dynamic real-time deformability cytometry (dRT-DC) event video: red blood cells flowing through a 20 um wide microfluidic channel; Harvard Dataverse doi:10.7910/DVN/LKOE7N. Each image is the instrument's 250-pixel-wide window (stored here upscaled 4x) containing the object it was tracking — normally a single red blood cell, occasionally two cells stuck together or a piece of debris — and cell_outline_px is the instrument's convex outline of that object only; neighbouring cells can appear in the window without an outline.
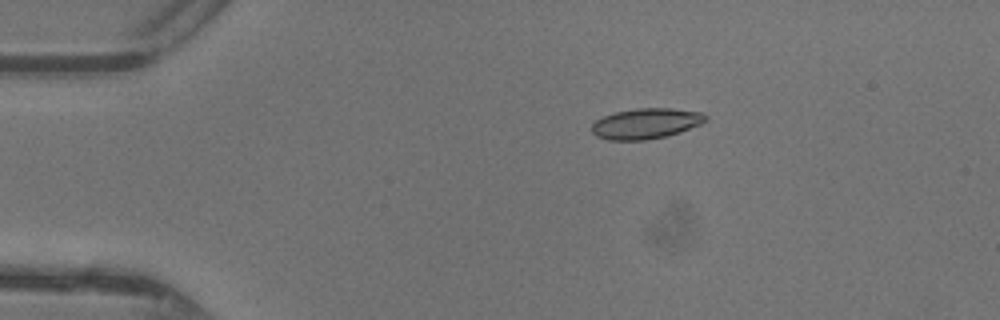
{"species": "common noctule bat (a hibernating species)", "species_latin": "Nyctalus noctula", "temperature_condition": "warm", "stored_images_in_passage": 40, "camera_frame_rate_fps": 3000, "um_per_image_px": 0.085, "animal": {"sex": "female"}, "frame": {"image": 1, "passage_image": 2, "time_ms": 0.333, "image_size_px": [1000, 320], "cell_outline_px": [[708, 120], [700, 124], [680, 132], [668, 136], [644, 140], [608, 140], [596, 136], [592, 132], [592, 124], [596, 120], [604, 116], [616, 112], [636, 108], [672, 108], [704, 112], [708, 116]], "centroid_in_image_um": [54.94, 10.49], "position_along_channel_um": 30.1, "area_um2": 20.4}}
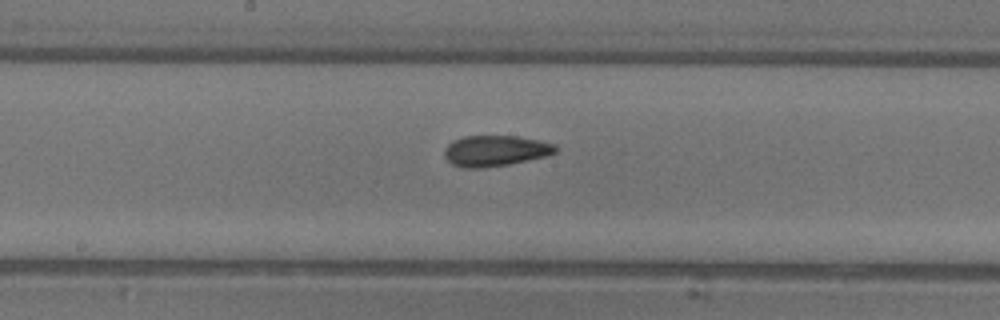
{"frame": {"image": 2, "passage_image": 18, "time_ms": 5.667, "image_size_px": [1000, 320], "cell_outline_px": [[560, 148], [556, 152], [548, 156], [508, 164], [484, 168], [464, 168], [452, 164], [444, 156], [444, 148], [452, 140], [464, 136], [516, 136], [540, 140], [556, 144]], "centroid_in_image_um": [42.13, 12.81], "position_along_channel_um": 206.1, "area_um2": 20.23}}
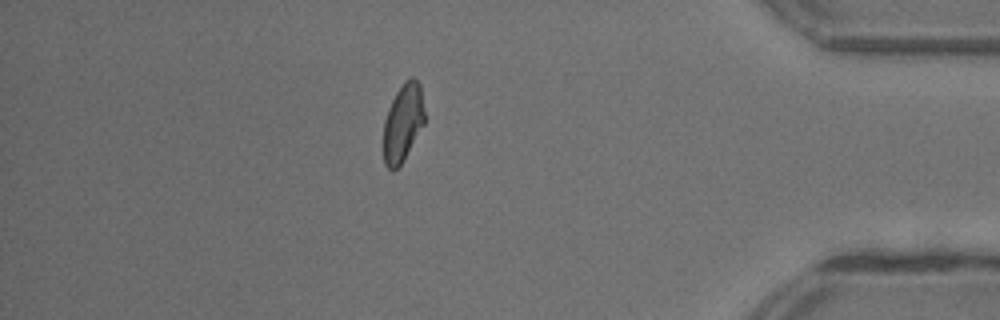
{"frame": {"image": 3, "passage_image": 34, "time_ms": 11.0, "image_size_px": [1000, 320], "cell_outline_px": [[424, 124], [404, 160], [392, 172], [384, 164], [384, 120], [388, 108], [396, 92], [404, 80], [412, 76], [420, 84], [424, 112]], "centroid_in_image_um": [34.24, 10.43], "position_along_channel_um": 401.0, "area_um2": 18.61}, "authors_computed_cell_mechanics": {"area_um2": 19.7387, "velocity_mm_per_s": 4.394, "shape_relaxation_time_tau1_ms": 4.1312, "shape_relaxation_time_tau2_ms": 1.438, "deformation_change_tau1": 0.1263, "deformation_change_tau2": 0.0647}}